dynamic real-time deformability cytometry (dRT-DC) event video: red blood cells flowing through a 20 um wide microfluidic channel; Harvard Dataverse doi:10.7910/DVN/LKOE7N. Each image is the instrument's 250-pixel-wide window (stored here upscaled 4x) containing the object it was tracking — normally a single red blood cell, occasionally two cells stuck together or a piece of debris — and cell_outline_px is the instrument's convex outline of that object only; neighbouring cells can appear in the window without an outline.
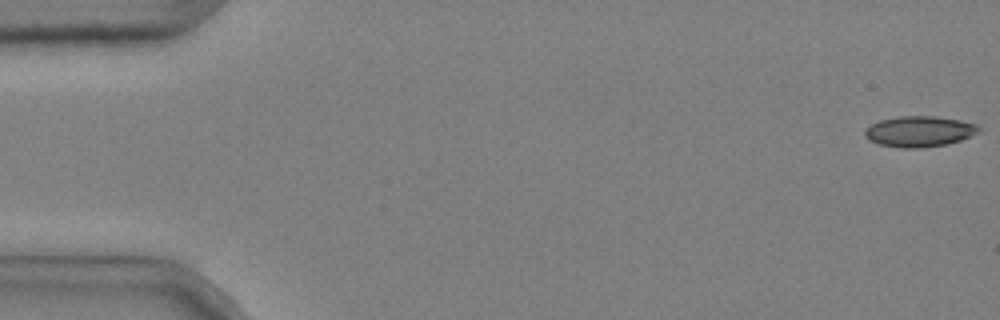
{"species": "common noctule bat (a hibernating species)", "species_latin": "Nyctalus noctula", "temperature_condition": "cold", "stored_images_in_passage": 10, "camera_frame_rate_fps": 3000, "um_per_image_px": 0.085, "animal": {"sex": "male", "body_mass_g": 20.4}, "frame": {"image": 1, "passage_image": 1, "time_ms": 0.0, "image_size_px": [1000, 320], "cell_outline_px": [[980, 132], [960, 140], [948, 144], [920, 148], [904, 148], [876, 144], [868, 140], [864, 136], [864, 132], [872, 124], [880, 120], [900, 116], [932, 116], [960, 120], [976, 124], [980, 128]], "centroid_in_image_um": [78.13, 11.18], "position_along_channel_um": 6.9, "area_um2": 20.4}}
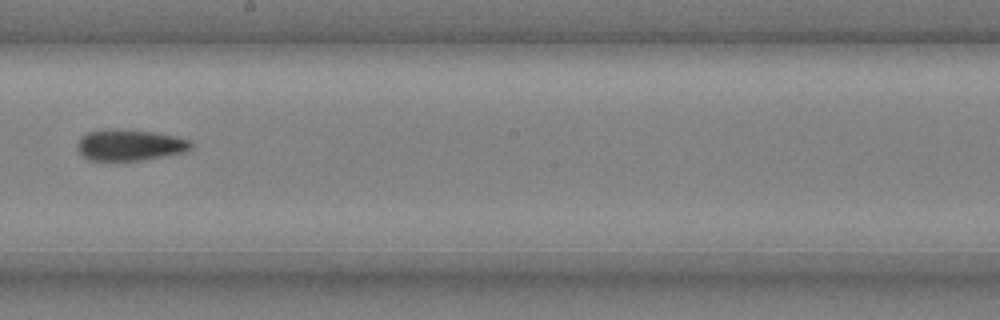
{"frame": {"image": 2, "passage_image": 9, "time_ms": 2.667, "image_size_px": [1000, 320], "cell_outline_px": [[192, 148], [184, 152], [140, 160], [108, 164], [88, 160], [80, 152], [76, 144], [80, 136], [88, 132], [100, 128], [116, 128], [156, 132], [176, 136], [188, 140], [192, 144]], "centroid_in_image_um": [10.93, 12.34], "position_along_channel_um": 237.3, "area_um2": 21.56}}
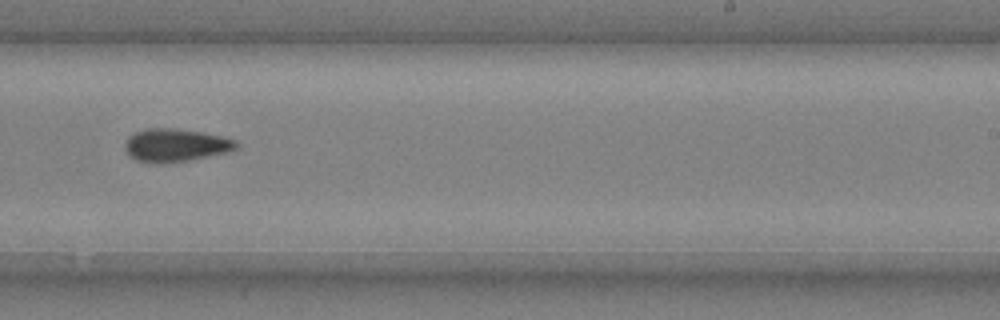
{"frame": {"image": 3, "passage_image": 10, "time_ms": 3.0, "image_size_px": [1000, 320], "cell_outline_px": [[240, 144], [236, 148], [228, 152], [188, 160], [160, 164], [156, 164], [136, 160], [128, 152], [124, 144], [128, 136], [144, 128], [172, 128], [200, 132], [220, 136], [236, 140]], "centroid_in_image_um": [14.92, 12.34], "position_along_channel_um": 274.1, "area_um2": 21.27}}